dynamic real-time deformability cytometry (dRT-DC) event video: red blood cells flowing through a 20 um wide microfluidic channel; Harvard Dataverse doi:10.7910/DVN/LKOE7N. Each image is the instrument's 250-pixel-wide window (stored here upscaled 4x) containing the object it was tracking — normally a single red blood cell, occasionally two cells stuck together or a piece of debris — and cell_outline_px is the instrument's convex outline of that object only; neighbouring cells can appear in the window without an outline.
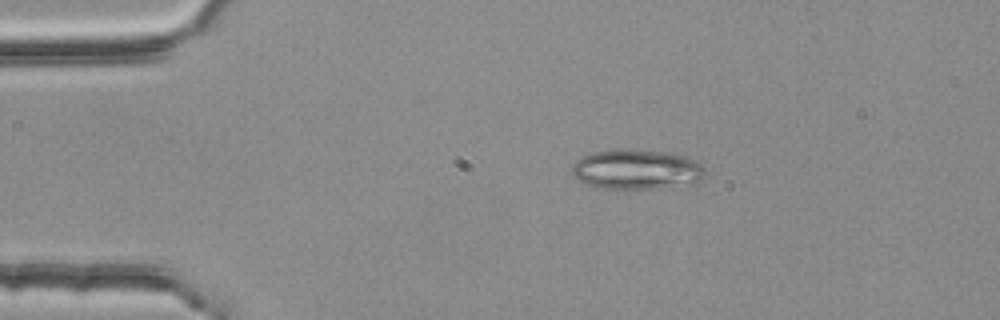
{"species": "common noctule bat (a hibernating species)", "species_latin": "Nyctalus noctula", "temperature_condition": "room temperature", "stored_images_in_passage": 5, "camera_frame_rate_fps": 3000, "um_per_image_px": 0.085, "animal": {"sex": "female", "body_mass_g": 25.1}, "frame": {"image": 1, "passage_image": 1, "time_ms": 0.0, "image_size_px": [1000, 320], "cell_outline_px": [[704, 172], [700, 180], [652, 188], [604, 188], [588, 184], [572, 176], [572, 164], [576, 160], [592, 152], [672, 152], [688, 156], [704, 164]], "centroid_in_image_um": [54.11, 14.41], "position_along_channel_um": 30.9, "area_um2": 29.54}}
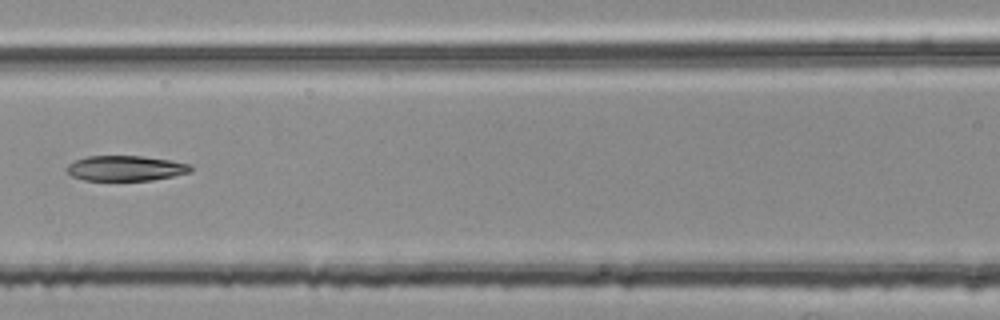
{"frame": {"image": 2, "passage_image": 5, "time_ms": 1.333, "image_size_px": [1000, 320], "cell_outline_px": [[192, 172], [152, 180], [84, 180], [72, 176], [68, 172], [68, 164], [76, 160], [88, 156], [144, 156], [192, 164]], "centroid_in_image_um": [10.71, 14.3], "position_along_channel_um": 155.9, "area_um2": 18.09}}